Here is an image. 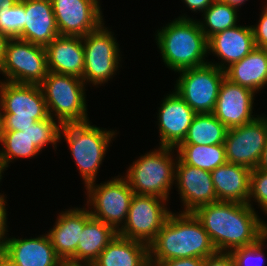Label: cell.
<instances>
[{"mask_svg": "<svg viewBox=\"0 0 267 266\" xmlns=\"http://www.w3.org/2000/svg\"><path fill=\"white\" fill-rule=\"evenodd\" d=\"M193 214L201 222L217 252L257 243L267 234V224L252 205L217 201L198 207Z\"/></svg>", "mask_w": 267, "mask_h": 266, "instance_id": "1", "label": "cell"}, {"mask_svg": "<svg viewBox=\"0 0 267 266\" xmlns=\"http://www.w3.org/2000/svg\"><path fill=\"white\" fill-rule=\"evenodd\" d=\"M149 264L179 258H207L217 251L208 233L193 213L173 214L148 245ZM155 256V257H154Z\"/></svg>", "mask_w": 267, "mask_h": 266, "instance_id": "2", "label": "cell"}, {"mask_svg": "<svg viewBox=\"0 0 267 266\" xmlns=\"http://www.w3.org/2000/svg\"><path fill=\"white\" fill-rule=\"evenodd\" d=\"M157 31L156 43L169 69L179 72L209 63L205 62V56L210 53L208 39L199 21L183 15Z\"/></svg>", "mask_w": 267, "mask_h": 266, "instance_id": "3", "label": "cell"}, {"mask_svg": "<svg viewBox=\"0 0 267 266\" xmlns=\"http://www.w3.org/2000/svg\"><path fill=\"white\" fill-rule=\"evenodd\" d=\"M0 110L3 131H24L35 122L49 117L38 84L0 81Z\"/></svg>", "mask_w": 267, "mask_h": 266, "instance_id": "4", "label": "cell"}, {"mask_svg": "<svg viewBox=\"0 0 267 266\" xmlns=\"http://www.w3.org/2000/svg\"><path fill=\"white\" fill-rule=\"evenodd\" d=\"M62 134L65 136L85 185L95 182L109 143L116 135L115 132L100 129L88 121L62 124L59 139Z\"/></svg>", "mask_w": 267, "mask_h": 266, "instance_id": "5", "label": "cell"}, {"mask_svg": "<svg viewBox=\"0 0 267 266\" xmlns=\"http://www.w3.org/2000/svg\"><path fill=\"white\" fill-rule=\"evenodd\" d=\"M39 85L44 95L48 114L53 119L56 116L58 124L89 121L83 79L48 71L47 76Z\"/></svg>", "mask_w": 267, "mask_h": 266, "instance_id": "6", "label": "cell"}, {"mask_svg": "<svg viewBox=\"0 0 267 266\" xmlns=\"http://www.w3.org/2000/svg\"><path fill=\"white\" fill-rule=\"evenodd\" d=\"M175 148L160 146L133 162L125 178L134 194L153 195L168 199L175 180L176 160L171 153Z\"/></svg>", "mask_w": 267, "mask_h": 266, "instance_id": "7", "label": "cell"}, {"mask_svg": "<svg viewBox=\"0 0 267 266\" xmlns=\"http://www.w3.org/2000/svg\"><path fill=\"white\" fill-rule=\"evenodd\" d=\"M178 73L181 74L176 81L175 92L196 114L212 113L226 77L225 71L209 62Z\"/></svg>", "mask_w": 267, "mask_h": 266, "instance_id": "8", "label": "cell"}, {"mask_svg": "<svg viewBox=\"0 0 267 266\" xmlns=\"http://www.w3.org/2000/svg\"><path fill=\"white\" fill-rule=\"evenodd\" d=\"M111 31L102 23L82 37L84 47L83 81L93 85L107 82L118 69L120 49Z\"/></svg>", "mask_w": 267, "mask_h": 266, "instance_id": "9", "label": "cell"}, {"mask_svg": "<svg viewBox=\"0 0 267 266\" xmlns=\"http://www.w3.org/2000/svg\"><path fill=\"white\" fill-rule=\"evenodd\" d=\"M100 184L92 182L85 186L89 198L87 203L91 206L89 212L92 217L103 221L118 232L123 226L122 223L126 221L134 191L125 177L117 176Z\"/></svg>", "mask_w": 267, "mask_h": 266, "instance_id": "10", "label": "cell"}, {"mask_svg": "<svg viewBox=\"0 0 267 266\" xmlns=\"http://www.w3.org/2000/svg\"><path fill=\"white\" fill-rule=\"evenodd\" d=\"M166 201L158 196L134 194L126 221L117 234L149 245L172 213L165 207Z\"/></svg>", "mask_w": 267, "mask_h": 266, "instance_id": "11", "label": "cell"}, {"mask_svg": "<svg viewBox=\"0 0 267 266\" xmlns=\"http://www.w3.org/2000/svg\"><path fill=\"white\" fill-rule=\"evenodd\" d=\"M0 72L8 78L5 81L39 85L48 73L46 48L10 38Z\"/></svg>", "mask_w": 267, "mask_h": 266, "instance_id": "12", "label": "cell"}, {"mask_svg": "<svg viewBox=\"0 0 267 266\" xmlns=\"http://www.w3.org/2000/svg\"><path fill=\"white\" fill-rule=\"evenodd\" d=\"M267 141V117H258L247 124L229 128L224 146L227 163L255 169Z\"/></svg>", "mask_w": 267, "mask_h": 266, "instance_id": "13", "label": "cell"}, {"mask_svg": "<svg viewBox=\"0 0 267 266\" xmlns=\"http://www.w3.org/2000/svg\"><path fill=\"white\" fill-rule=\"evenodd\" d=\"M99 0H51L60 36L83 37L103 23Z\"/></svg>", "mask_w": 267, "mask_h": 266, "instance_id": "14", "label": "cell"}, {"mask_svg": "<svg viewBox=\"0 0 267 266\" xmlns=\"http://www.w3.org/2000/svg\"><path fill=\"white\" fill-rule=\"evenodd\" d=\"M252 90L224 78L212 114L228 129L254 121Z\"/></svg>", "mask_w": 267, "mask_h": 266, "instance_id": "15", "label": "cell"}, {"mask_svg": "<svg viewBox=\"0 0 267 266\" xmlns=\"http://www.w3.org/2000/svg\"><path fill=\"white\" fill-rule=\"evenodd\" d=\"M176 160L175 180L185 206L183 213H193L202 205L217 202L211 173Z\"/></svg>", "mask_w": 267, "mask_h": 266, "instance_id": "16", "label": "cell"}, {"mask_svg": "<svg viewBox=\"0 0 267 266\" xmlns=\"http://www.w3.org/2000/svg\"><path fill=\"white\" fill-rule=\"evenodd\" d=\"M159 108L160 146L177 148L185 139L196 113L176 93L166 95Z\"/></svg>", "mask_w": 267, "mask_h": 266, "instance_id": "17", "label": "cell"}, {"mask_svg": "<svg viewBox=\"0 0 267 266\" xmlns=\"http://www.w3.org/2000/svg\"><path fill=\"white\" fill-rule=\"evenodd\" d=\"M87 208L64 211L48 232L55 253L63 262L75 263V252L86 221L91 217Z\"/></svg>", "mask_w": 267, "mask_h": 266, "instance_id": "18", "label": "cell"}, {"mask_svg": "<svg viewBox=\"0 0 267 266\" xmlns=\"http://www.w3.org/2000/svg\"><path fill=\"white\" fill-rule=\"evenodd\" d=\"M2 251L16 266H61L48 234L36 238L6 237Z\"/></svg>", "mask_w": 267, "mask_h": 266, "instance_id": "19", "label": "cell"}, {"mask_svg": "<svg viewBox=\"0 0 267 266\" xmlns=\"http://www.w3.org/2000/svg\"><path fill=\"white\" fill-rule=\"evenodd\" d=\"M256 48L252 26H235L218 32L208 39V51L220 57L221 64L215 65L225 71L233 63L239 62ZM224 62V63H223ZM228 64L227 67L224 64Z\"/></svg>", "mask_w": 267, "mask_h": 266, "instance_id": "20", "label": "cell"}, {"mask_svg": "<svg viewBox=\"0 0 267 266\" xmlns=\"http://www.w3.org/2000/svg\"><path fill=\"white\" fill-rule=\"evenodd\" d=\"M24 28L19 39L46 47L59 36L51 0H24Z\"/></svg>", "mask_w": 267, "mask_h": 266, "instance_id": "21", "label": "cell"}, {"mask_svg": "<svg viewBox=\"0 0 267 266\" xmlns=\"http://www.w3.org/2000/svg\"><path fill=\"white\" fill-rule=\"evenodd\" d=\"M48 71L83 78L84 47L80 36H57L46 47Z\"/></svg>", "mask_w": 267, "mask_h": 266, "instance_id": "22", "label": "cell"}, {"mask_svg": "<svg viewBox=\"0 0 267 266\" xmlns=\"http://www.w3.org/2000/svg\"><path fill=\"white\" fill-rule=\"evenodd\" d=\"M210 173L218 201L248 204L251 169L226 163Z\"/></svg>", "mask_w": 267, "mask_h": 266, "instance_id": "23", "label": "cell"}, {"mask_svg": "<svg viewBox=\"0 0 267 266\" xmlns=\"http://www.w3.org/2000/svg\"><path fill=\"white\" fill-rule=\"evenodd\" d=\"M92 264L93 266H150L148 245L117 235Z\"/></svg>", "mask_w": 267, "mask_h": 266, "instance_id": "24", "label": "cell"}, {"mask_svg": "<svg viewBox=\"0 0 267 266\" xmlns=\"http://www.w3.org/2000/svg\"><path fill=\"white\" fill-rule=\"evenodd\" d=\"M226 78L253 92L267 84V52L256 47L239 62L225 70Z\"/></svg>", "mask_w": 267, "mask_h": 266, "instance_id": "25", "label": "cell"}, {"mask_svg": "<svg viewBox=\"0 0 267 266\" xmlns=\"http://www.w3.org/2000/svg\"><path fill=\"white\" fill-rule=\"evenodd\" d=\"M117 235L111 226L91 216L81 232L75 263L92 264Z\"/></svg>", "mask_w": 267, "mask_h": 266, "instance_id": "26", "label": "cell"}, {"mask_svg": "<svg viewBox=\"0 0 267 266\" xmlns=\"http://www.w3.org/2000/svg\"><path fill=\"white\" fill-rule=\"evenodd\" d=\"M227 130L212 113L196 114L180 145L224 144Z\"/></svg>", "mask_w": 267, "mask_h": 266, "instance_id": "27", "label": "cell"}, {"mask_svg": "<svg viewBox=\"0 0 267 266\" xmlns=\"http://www.w3.org/2000/svg\"><path fill=\"white\" fill-rule=\"evenodd\" d=\"M176 150L184 164L209 172L227 163L224 144L179 145Z\"/></svg>", "mask_w": 267, "mask_h": 266, "instance_id": "28", "label": "cell"}, {"mask_svg": "<svg viewBox=\"0 0 267 266\" xmlns=\"http://www.w3.org/2000/svg\"><path fill=\"white\" fill-rule=\"evenodd\" d=\"M2 144L4 148L0 151V169L3 171L9 162L16 158H32L41 152L29 136V127L24 131H3Z\"/></svg>", "mask_w": 267, "mask_h": 266, "instance_id": "29", "label": "cell"}, {"mask_svg": "<svg viewBox=\"0 0 267 266\" xmlns=\"http://www.w3.org/2000/svg\"><path fill=\"white\" fill-rule=\"evenodd\" d=\"M237 10L221 0H215L203 13L205 23L199 21L206 38L209 39L218 32L237 26Z\"/></svg>", "mask_w": 267, "mask_h": 266, "instance_id": "30", "label": "cell"}, {"mask_svg": "<svg viewBox=\"0 0 267 266\" xmlns=\"http://www.w3.org/2000/svg\"><path fill=\"white\" fill-rule=\"evenodd\" d=\"M56 119L49 116L46 119L35 122L31 127H29V136L32 144L35 145L40 151L48 143L56 147V143L60 140L59 134L61 129V124L56 123Z\"/></svg>", "mask_w": 267, "mask_h": 266, "instance_id": "31", "label": "cell"}, {"mask_svg": "<svg viewBox=\"0 0 267 266\" xmlns=\"http://www.w3.org/2000/svg\"><path fill=\"white\" fill-rule=\"evenodd\" d=\"M24 0H19L12 7L0 10V31L10 38H17L24 28Z\"/></svg>", "mask_w": 267, "mask_h": 266, "instance_id": "32", "label": "cell"}, {"mask_svg": "<svg viewBox=\"0 0 267 266\" xmlns=\"http://www.w3.org/2000/svg\"><path fill=\"white\" fill-rule=\"evenodd\" d=\"M266 239L267 234L253 245L244 246L232 250L230 254L232 255L235 261V266H261L263 263L262 258L264 256L262 252V246H264V242Z\"/></svg>", "mask_w": 267, "mask_h": 266, "instance_id": "33", "label": "cell"}, {"mask_svg": "<svg viewBox=\"0 0 267 266\" xmlns=\"http://www.w3.org/2000/svg\"><path fill=\"white\" fill-rule=\"evenodd\" d=\"M252 197L267 214V171L257 168L251 170L250 174V195L248 204L251 205Z\"/></svg>", "mask_w": 267, "mask_h": 266, "instance_id": "34", "label": "cell"}, {"mask_svg": "<svg viewBox=\"0 0 267 266\" xmlns=\"http://www.w3.org/2000/svg\"><path fill=\"white\" fill-rule=\"evenodd\" d=\"M259 24L252 25L256 47L263 48L267 44V5H265Z\"/></svg>", "mask_w": 267, "mask_h": 266, "instance_id": "35", "label": "cell"}, {"mask_svg": "<svg viewBox=\"0 0 267 266\" xmlns=\"http://www.w3.org/2000/svg\"><path fill=\"white\" fill-rule=\"evenodd\" d=\"M202 266H235V261L230 253L216 252L205 258Z\"/></svg>", "mask_w": 267, "mask_h": 266, "instance_id": "36", "label": "cell"}, {"mask_svg": "<svg viewBox=\"0 0 267 266\" xmlns=\"http://www.w3.org/2000/svg\"><path fill=\"white\" fill-rule=\"evenodd\" d=\"M204 263L203 258L190 257V258H179L170 259L167 261H161L155 266H202Z\"/></svg>", "mask_w": 267, "mask_h": 266, "instance_id": "37", "label": "cell"}, {"mask_svg": "<svg viewBox=\"0 0 267 266\" xmlns=\"http://www.w3.org/2000/svg\"><path fill=\"white\" fill-rule=\"evenodd\" d=\"M5 197L4 195H0V251L3 249L4 247V243L6 240V237L4 238L6 231H8L7 228V213H6V205H5Z\"/></svg>", "mask_w": 267, "mask_h": 266, "instance_id": "38", "label": "cell"}, {"mask_svg": "<svg viewBox=\"0 0 267 266\" xmlns=\"http://www.w3.org/2000/svg\"><path fill=\"white\" fill-rule=\"evenodd\" d=\"M192 11L204 12L215 0H183Z\"/></svg>", "mask_w": 267, "mask_h": 266, "instance_id": "39", "label": "cell"}, {"mask_svg": "<svg viewBox=\"0 0 267 266\" xmlns=\"http://www.w3.org/2000/svg\"><path fill=\"white\" fill-rule=\"evenodd\" d=\"M9 39L10 37L7 34L0 31V69L5 59L6 46Z\"/></svg>", "mask_w": 267, "mask_h": 266, "instance_id": "40", "label": "cell"}, {"mask_svg": "<svg viewBox=\"0 0 267 266\" xmlns=\"http://www.w3.org/2000/svg\"><path fill=\"white\" fill-rule=\"evenodd\" d=\"M256 168L262 171H267V141L265 143L259 164Z\"/></svg>", "mask_w": 267, "mask_h": 266, "instance_id": "41", "label": "cell"}, {"mask_svg": "<svg viewBox=\"0 0 267 266\" xmlns=\"http://www.w3.org/2000/svg\"><path fill=\"white\" fill-rule=\"evenodd\" d=\"M0 266H16L2 250L0 251Z\"/></svg>", "mask_w": 267, "mask_h": 266, "instance_id": "42", "label": "cell"}, {"mask_svg": "<svg viewBox=\"0 0 267 266\" xmlns=\"http://www.w3.org/2000/svg\"><path fill=\"white\" fill-rule=\"evenodd\" d=\"M18 1L19 0H0V10L10 8Z\"/></svg>", "mask_w": 267, "mask_h": 266, "instance_id": "43", "label": "cell"}, {"mask_svg": "<svg viewBox=\"0 0 267 266\" xmlns=\"http://www.w3.org/2000/svg\"><path fill=\"white\" fill-rule=\"evenodd\" d=\"M227 4H229L230 6L238 9L240 5H242L245 1L247 0H221Z\"/></svg>", "mask_w": 267, "mask_h": 266, "instance_id": "44", "label": "cell"}, {"mask_svg": "<svg viewBox=\"0 0 267 266\" xmlns=\"http://www.w3.org/2000/svg\"><path fill=\"white\" fill-rule=\"evenodd\" d=\"M61 266H93V264H81V263H71V262H62Z\"/></svg>", "mask_w": 267, "mask_h": 266, "instance_id": "45", "label": "cell"}, {"mask_svg": "<svg viewBox=\"0 0 267 266\" xmlns=\"http://www.w3.org/2000/svg\"><path fill=\"white\" fill-rule=\"evenodd\" d=\"M2 134H3V124H2V114L0 111V142H2Z\"/></svg>", "mask_w": 267, "mask_h": 266, "instance_id": "46", "label": "cell"}, {"mask_svg": "<svg viewBox=\"0 0 267 266\" xmlns=\"http://www.w3.org/2000/svg\"><path fill=\"white\" fill-rule=\"evenodd\" d=\"M2 173H3V171L0 169V181H1V178H2Z\"/></svg>", "mask_w": 267, "mask_h": 266, "instance_id": "47", "label": "cell"}, {"mask_svg": "<svg viewBox=\"0 0 267 266\" xmlns=\"http://www.w3.org/2000/svg\"><path fill=\"white\" fill-rule=\"evenodd\" d=\"M263 49L267 52V44L263 47Z\"/></svg>", "mask_w": 267, "mask_h": 266, "instance_id": "48", "label": "cell"}]
</instances>
